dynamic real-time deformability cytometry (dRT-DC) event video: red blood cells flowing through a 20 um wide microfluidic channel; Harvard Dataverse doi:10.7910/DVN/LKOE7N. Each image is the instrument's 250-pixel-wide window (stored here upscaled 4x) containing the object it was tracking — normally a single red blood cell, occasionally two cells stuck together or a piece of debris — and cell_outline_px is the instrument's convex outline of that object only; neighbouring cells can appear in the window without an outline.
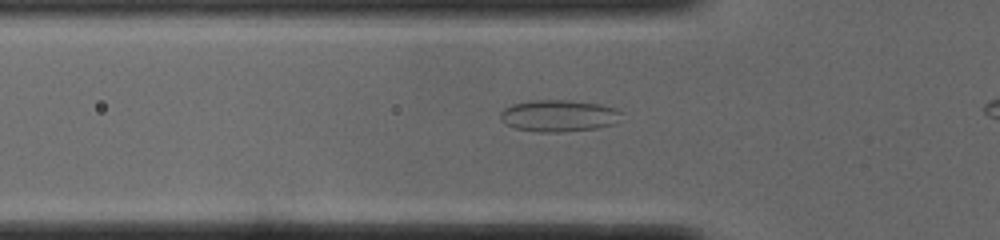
{"species": "common noctule bat (a hibernating species)", "species_latin": "Nyctalus noctula", "temperature_condition": "cold", "stored_images_in_passage": 34, "camera_frame_rate_fps": 3000, "um_per_image_px": 0.085, "animal": {"sex": "male", "body_mass_g": 19.0, "forearm_length_mm": 50.8}, "frame": {"image": 1, "passage_image": 9, "time_ms": 2.667, "image_size_px": [1000, 240], "cell_outline_px": [[624, 112], [612, 124], [596, 128], [564, 132], [536, 132], [516, 128], [500, 120], [500, 112], [504, 108], [512, 104], [536, 100], [568, 100], [600, 104], [616, 108]], "centroid_in_image_um": [47.48, 9.84], "position_along_channel_um": 78.3, "area_um2": 22.37}}
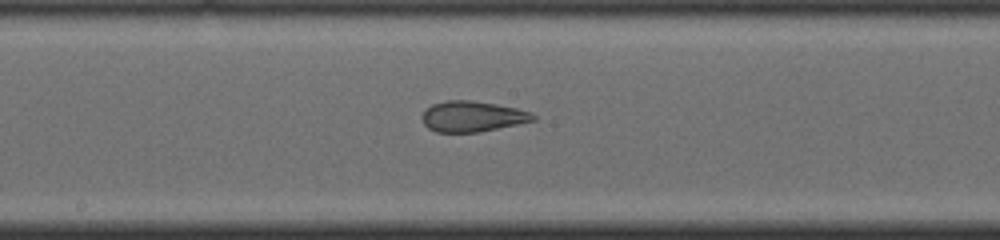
{"frame": {"image": 2, "passage_image": 19, "time_ms": 6.0, "image_size_px": [1000, 240], "cell_outline_px": [[536, 120], [480, 132], [436, 132], [428, 128], [424, 124], [424, 112], [432, 104], [448, 100], [472, 100], [496, 104], [516, 108], [532, 112], [536, 116]], "centroid_in_image_um": [40.19, 9.9], "position_along_channel_um": 208.0, "area_um2": 19.71}}
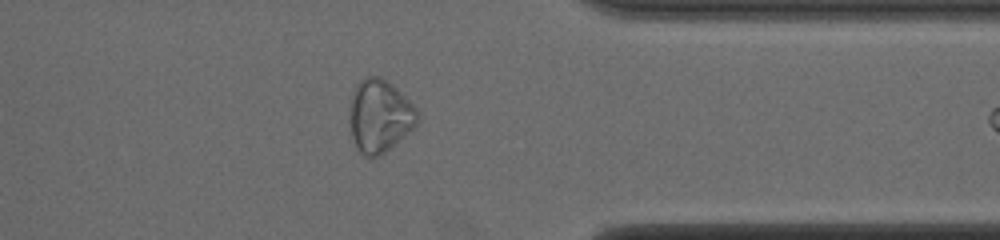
{"frame": {"image": 3, "passage_image": 33, "time_ms": 10.667, "image_size_px": [1000, 240], "cell_outline_px": [[420, 120], [412, 128], [380, 156], [372, 160], [364, 156], [356, 148], [352, 140], [348, 124], [352, 92], [356, 84], [364, 76], [380, 76], [392, 84], [416, 108], [420, 116]], "centroid_in_image_um": [32.22, 9.87], "position_along_channel_um": 379.2, "area_um2": 29.13}}